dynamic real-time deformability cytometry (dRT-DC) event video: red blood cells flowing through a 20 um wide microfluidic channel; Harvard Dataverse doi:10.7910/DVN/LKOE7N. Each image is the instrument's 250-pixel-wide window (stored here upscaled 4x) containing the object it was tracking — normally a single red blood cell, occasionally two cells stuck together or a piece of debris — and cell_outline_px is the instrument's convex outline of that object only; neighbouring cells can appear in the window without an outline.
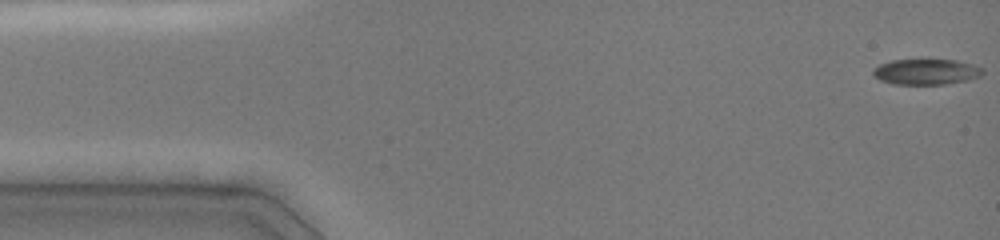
{"species": "common noctule bat (a hibernating species)", "species_latin": "Nyctalus noctula", "temperature_condition": "cold", "stored_images_in_passage": 47, "camera_frame_rate_fps": 3000, "um_per_image_px": 0.085, "animal": {"sex": "female", "body_mass_g": 19.0, "forearm_length_mm": 51.5}, "frame": {"image": 1, "passage_image": 1, "time_ms": 0.0, "image_size_px": [1000, 240], "cell_outline_px": [[984, 72], [980, 76], [968, 80], [944, 84], [892, 84], [880, 80], [872, 76], [872, 68], [880, 64], [892, 60], [924, 56], [956, 60], [972, 64], [984, 68]], "centroid_in_image_um": [78.69, 6.04], "position_along_channel_um": 6.3, "area_um2": 17.4}}
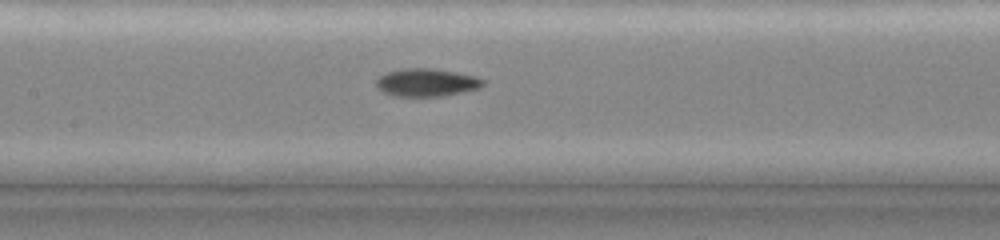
{"frame": {"image": 2, "passage_image": 22, "time_ms": 7.0, "image_size_px": [1000, 240], "cell_outline_px": [[484, 84], [480, 88], [444, 96], [396, 96], [384, 92], [376, 84], [376, 80], [380, 76], [388, 72], [404, 68], [432, 68], [456, 72], [476, 76], [484, 80]], "centroid_in_image_um": [36.29, 7.01], "position_along_channel_um": 171.1, "area_um2": 17.22}}
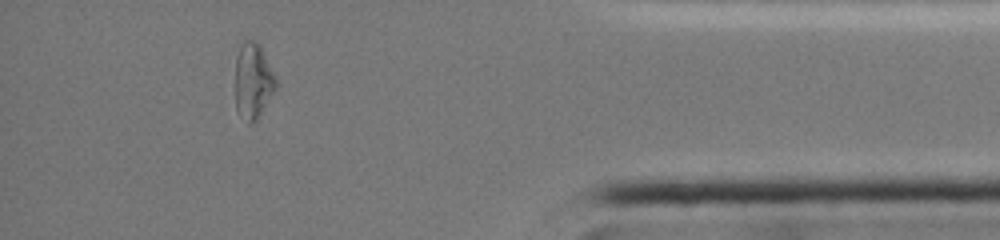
{"frame": {"image": 3, "passage_image": 42, "time_ms": 13.667, "image_size_px": [1000, 240], "cell_outline_px": [[276, 88], [256, 120], [252, 124], [248, 124], [236, 108], [236, 56], [240, 44], [244, 40], [252, 40], [260, 44], [276, 76]], "centroid_in_image_um": [21.51, 6.84], "position_along_channel_um": 413.7, "area_um2": 17.86}, "authors_computed_cell_mechanics": {"area_um2": 17.1666, "velocity_mm_per_s": 4.068, "shape_relaxation_time_tau1_ms": null, "shape_relaxation_time_tau2_ms": 6.4768, "deformation_change_tau1": null, "deformation_change_tau2": 0.0985}}